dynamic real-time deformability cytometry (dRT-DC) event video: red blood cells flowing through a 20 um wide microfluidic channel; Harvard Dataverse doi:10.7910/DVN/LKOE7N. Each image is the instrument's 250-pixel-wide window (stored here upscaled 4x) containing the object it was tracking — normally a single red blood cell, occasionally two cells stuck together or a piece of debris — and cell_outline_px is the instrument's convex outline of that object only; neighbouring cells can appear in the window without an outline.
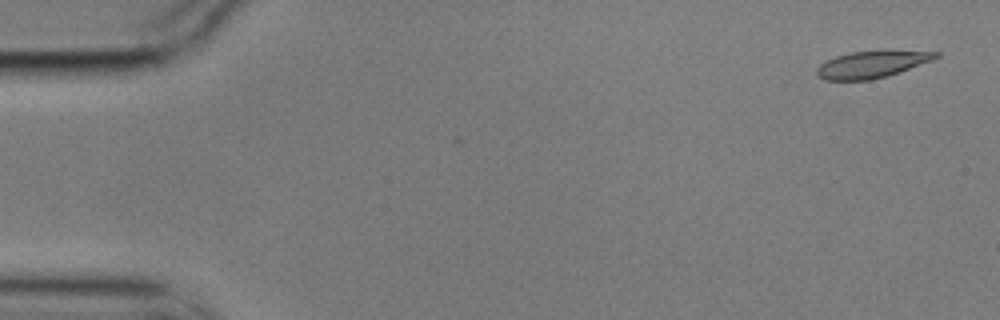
{"species": "common noctule bat (a hibernating species)", "species_latin": "Nyctalus noctula", "temperature_condition": "cold", "stored_images_in_passage": 12, "camera_frame_rate_fps": 3000, "um_per_image_px": 0.085, "animal": {"sex": "male", "body_mass_g": 17.9}, "frame": {"image": 1, "passage_image": 1, "time_ms": 0.0, "image_size_px": [1000, 320], "cell_outline_px": [[940, 56], [932, 60], [900, 72], [888, 76], [872, 80], [824, 80], [816, 76], [816, 68], [820, 64], [836, 56], [852, 52], [940, 52]], "centroid_in_image_um": [74.04, 5.51], "position_along_channel_um": 11.0, "area_um2": 18.15}}